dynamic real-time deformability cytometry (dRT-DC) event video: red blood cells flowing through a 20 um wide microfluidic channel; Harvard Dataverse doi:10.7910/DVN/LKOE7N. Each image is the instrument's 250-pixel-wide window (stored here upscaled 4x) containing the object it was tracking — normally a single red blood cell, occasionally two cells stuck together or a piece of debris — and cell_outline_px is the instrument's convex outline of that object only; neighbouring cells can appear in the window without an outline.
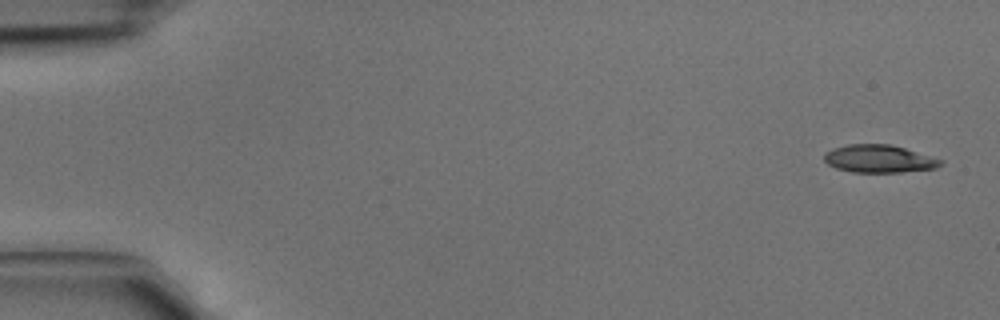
{"species": "common noctule bat (a hibernating species)", "species_latin": "Nyctalus noctula", "temperature_condition": "cold", "stored_images_in_passage": 4, "camera_frame_rate_fps": 3000, "um_per_image_px": 0.085, "animal": {"sex": "male", "body_mass_g": 15.6}, "frame": {"image": 1, "passage_image": 1, "time_ms": 0.0, "image_size_px": [1000, 320], "cell_outline_px": [[944, 160], [936, 168], [900, 172], [852, 172], [836, 168], [828, 164], [824, 160], [824, 152], [832, 148], [848, 144], [888, 144], [904, 148]], "centroid_in_image_um": [74.68, 13.49], "position_along_channel_um": 10.3, "area_um2": 18.73}}
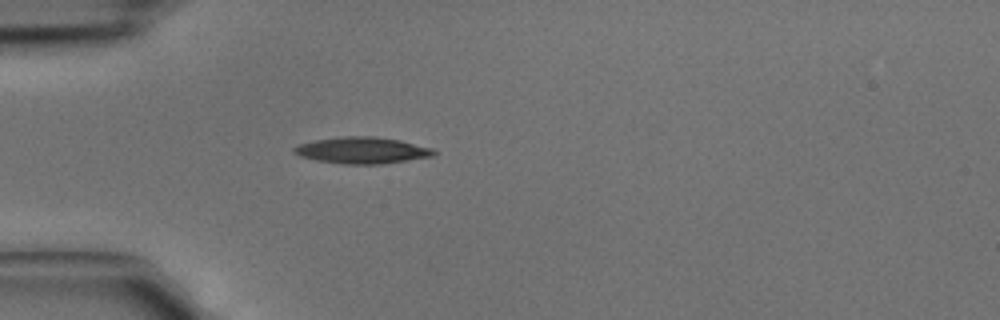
{"frame": {"image": 2, "passage_image": 4, "time_ms": 1.0, "image_size_px": [1000, 320], "cell_outline_px": [[436, 152], [432, 156], [380, 164], [344, 164], [316, 160], [300, 156], [292, 152], [292, 148], [296, 144], [316, 140], [340, 136], [376, 136], [400, 140], [432, 148]], "centroid_in_image_um": [30.72, 12.77], "position_along_channel_um": 54.3, "area_um2": 21.56}}